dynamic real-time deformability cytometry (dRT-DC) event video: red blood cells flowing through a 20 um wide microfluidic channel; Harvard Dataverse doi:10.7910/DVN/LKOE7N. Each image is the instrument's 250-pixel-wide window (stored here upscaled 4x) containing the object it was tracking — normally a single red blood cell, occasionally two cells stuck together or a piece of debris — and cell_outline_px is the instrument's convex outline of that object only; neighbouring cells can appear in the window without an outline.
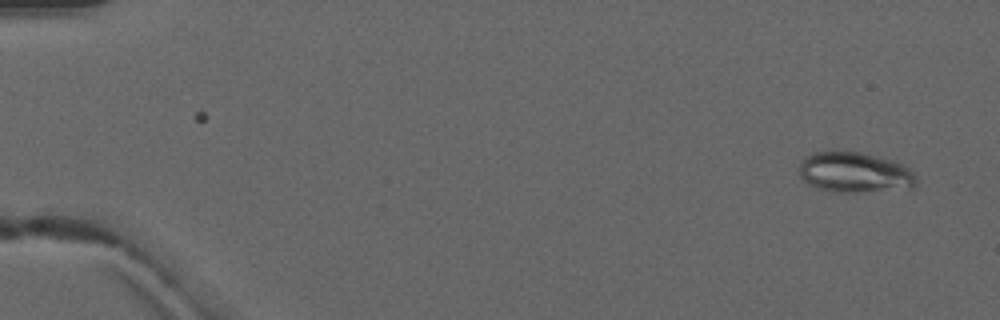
{"species": "common noctule bat (a hibernating species)", "species_latin": "Nyctalus noctula", "temperature_condition": "warm", "stored_images_in_passage": 5, "camera_frame_rate_fps": 3000, "um_per_image_px": 0.085, "animal": {"sex": "male", "forearm_length_mm": 52.5}, "frame": {"image": 1, "passage_image": 5, "time_ms": 6.333, "image_size_px": [1000, 320], "cell_outline_px": [[916, 180], [912, 188], [856, 192], [832, 192], [816, 188], [808, 184], [800, 176], [800, 164], [804, 156], [812, 152], [864, 152], [892, 160], [908, 168], [916, 176]], "centroid_in_image_um": [72.61, 14.66], "position_along_channel_um": 12.4, "area_um2": 27.51}}